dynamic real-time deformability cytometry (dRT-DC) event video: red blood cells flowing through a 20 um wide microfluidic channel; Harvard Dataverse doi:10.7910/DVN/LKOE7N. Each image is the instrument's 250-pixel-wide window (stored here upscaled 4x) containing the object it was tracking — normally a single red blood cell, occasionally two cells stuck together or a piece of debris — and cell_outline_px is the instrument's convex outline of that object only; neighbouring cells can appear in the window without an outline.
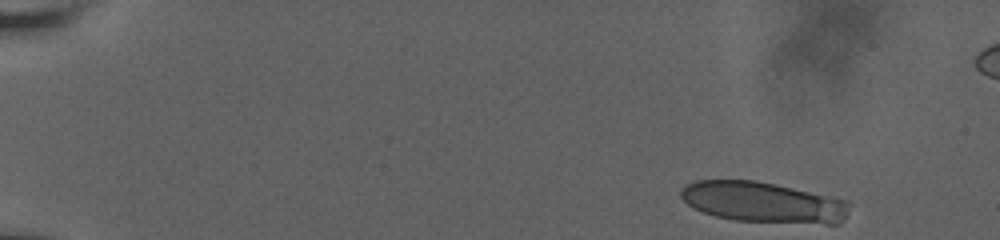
{"species": "human", "species_latin": "Homo sapiens", "temperature_condition": "room temperature", "stored_images_in_passage": 13, "camera_frame_rate_fps": 3000, "um_per_image_px": 0.085, "donor": {"sex": "male"}, "frame": {"image": 1, "passage_image": 1, "time_ms": 0.0, "image_size_px": [1000, 240], "cell_outline_px": [[848, 208], [844, 220], [840, 224], [824, 224], [736, 220], [716, 216], [692, 208], [680, 196], [680, 192], [684, 184], [696, 180], [756, 180], [776, 184], [848, 200]], "centroid_in_image_um": [64.86, 17.18], "position_along_channel_um": 20.1, "area_um2": 40.0}}